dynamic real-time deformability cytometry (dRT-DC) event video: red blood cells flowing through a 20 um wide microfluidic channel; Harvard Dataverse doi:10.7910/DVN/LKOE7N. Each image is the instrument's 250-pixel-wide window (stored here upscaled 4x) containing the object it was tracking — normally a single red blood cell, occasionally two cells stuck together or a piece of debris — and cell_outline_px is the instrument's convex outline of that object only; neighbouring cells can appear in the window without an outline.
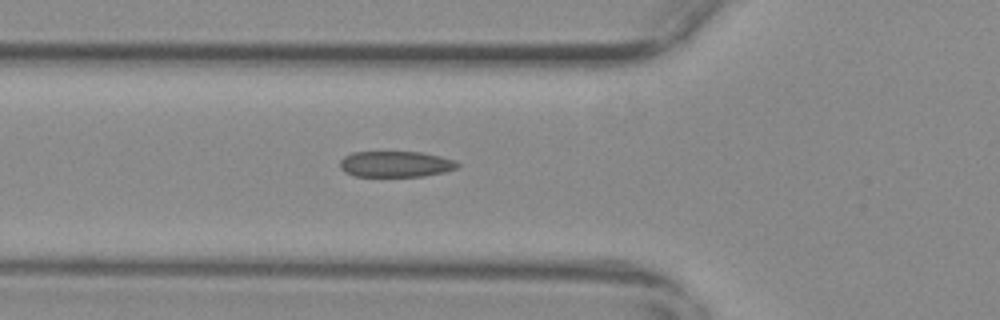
{"species": "common noctule bat (a hibernating species)", "species_latin": "Nyctalus noctula", "temperature_condition": "warm", "stored_images_in_passage": 41, "camera_frame_rate_fps": 3000, "um_per_image_px": 0.085, "animal": {"sex": "female", "body_mass_g": 29.2, "forearm_length_mm": 56.3}, "frame": {"image": 1, "passage_image": 4, "time_ms": 1.0, "image_size_px": [1000, 320], "cell_outline_px": [[460, 164], [456, 168], [444, 172], [424, 176], [356, 176], [344, 172], [340, 168], [340, 160], [344, 156], [352, 152], [420, 152], [440, 156], [456, 160]], "centroid_in_image_um": [33.62, 13.94], "position_along_channel_um": 92.2, "area_um2": 17.8}}
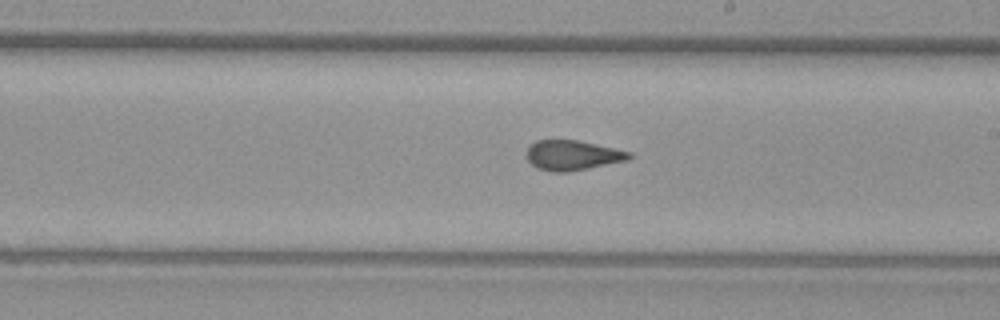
{"frame": {"image": 2, "passage_image": 16, "time_ms": 5.0, "image_size_px": [1000, 320], "cell_outline_px": [[632, 156], [628, 160], [568, 172], [552, 172], [536, 168], [528, 160], [528, 144], [536, 140], [580, 140], [632, 152]], "centroid_in_image_um": [48.67, 13.19], "position_along_channel_um": 240.3, "area_um2": 17.98}}
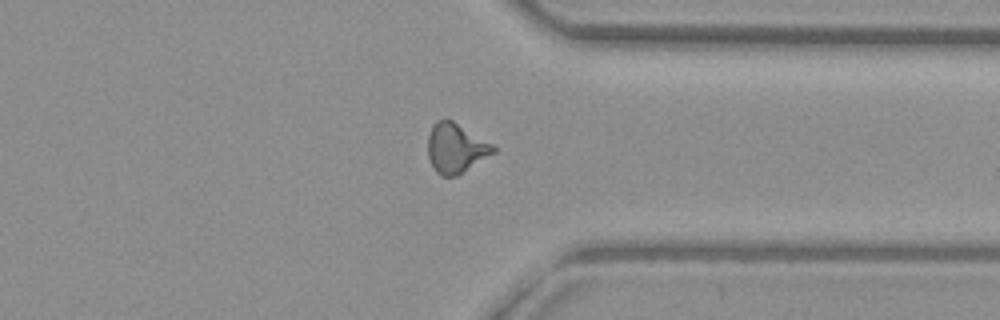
{"frame": {"image": 3, "passage_image": 27, "time_ms": 8.667, "image_size_px": [1000, 320], "cell_outline_px": [[496, 152], [456, 176], [440, 176], [436, 172], [428, 156], [428, 136], [432, 124], [436, 120], [452, 120], [492, 144], [496, 148]], "centroid_in_image_um": [38.73, 12.59], "position_along_channel_um": 372.7, "area_um2": 18.73}}